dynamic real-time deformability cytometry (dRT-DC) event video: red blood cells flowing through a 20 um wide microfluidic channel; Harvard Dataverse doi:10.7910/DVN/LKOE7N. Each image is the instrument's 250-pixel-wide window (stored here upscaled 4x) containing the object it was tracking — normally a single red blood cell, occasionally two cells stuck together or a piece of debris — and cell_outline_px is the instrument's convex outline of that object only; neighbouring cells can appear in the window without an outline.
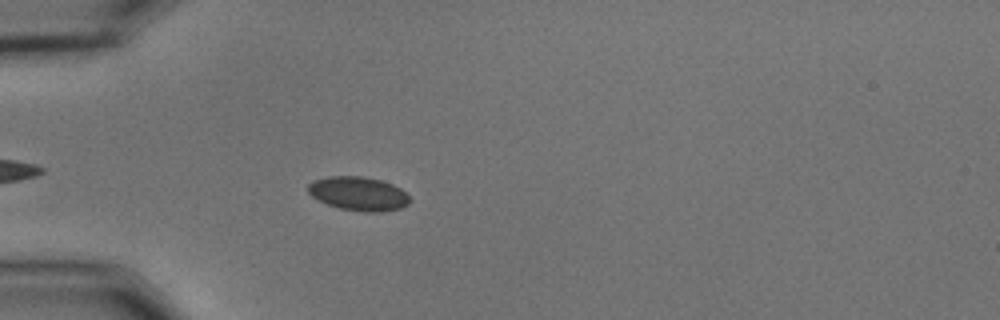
{"species": "common noctule bat (a hibernating species)", "species_latin": "Nyctalus noctula", "temperature_condition": "cold", "stored_images_in_passage": 34, "camera_frame_rate_fps": 3000, "um_per_image_px": 0.085, "animal": {"sex": "male", "body_mass_g": 15.6}, "frame": {"image": 1, "passage_image": 8, "time_ms": 2.333, "image_size_px": [1000, 320], "cell_outline_px": [[412, 200], [408, 204], [400, 208], [380, 212], [364, 212], [340, 208], [328, 204], [312, 196], [308, 192], [308, 184], [312, 180], [328, 176], [364, 176], [380, 180], [392, 184], [400, 188]], "centroid_in_image_um": [30.47, 16.45], "position_along_channel_um": 54.5, "area_um2": 20.06}}
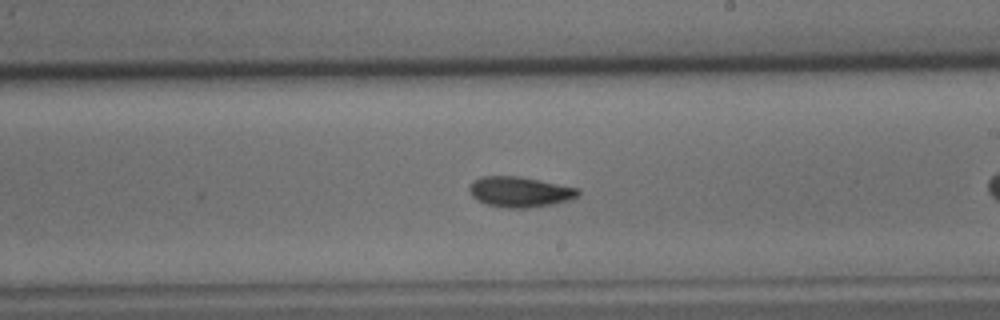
{"frame": {"image": 2, "passage_image": 21, "time_ms": 6.667, "image_size_px": [1000, 320], "cell_outline_px": [[580, 192], [576, 196], [568, 200], [556, 204], [528, 208], [504, 208], [484, 204], [472, 196], [468, 192], [468, 188], [472, 180], [480, 176], [520, 176], [580, 188]], "centroid_in_image_um": [44.15, 16.31], "position_along_channel_um": 244.9, "area_um2": 19.65}}
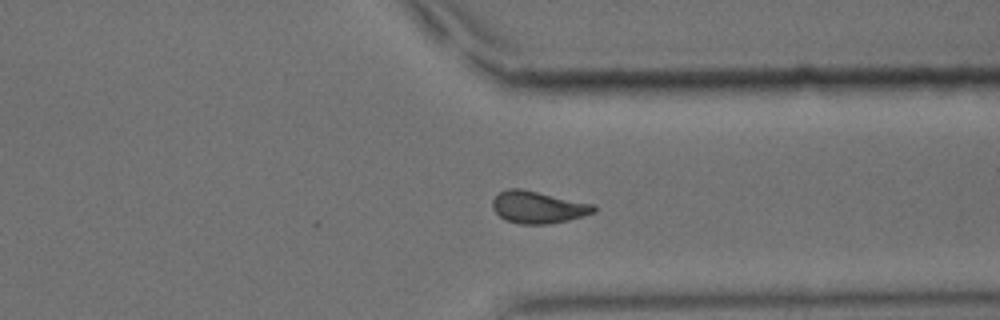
{"frame": {"image": 3, "passage_image": 31, "time_ms": 10.0, "image_size_px": [1000, 320], "cell_outline_px": [[596, 212], [568, 220], [548, 224], [520, 224], [508, 220], [500, 216], [492, 208], [492, 200], [500, 192], [508, 188], [520, 188], [596, 204]], "centroid_in_image_um": [45.76, 17.6], "position_along_channel_um": 365.6, "area_um2": 18.96}}